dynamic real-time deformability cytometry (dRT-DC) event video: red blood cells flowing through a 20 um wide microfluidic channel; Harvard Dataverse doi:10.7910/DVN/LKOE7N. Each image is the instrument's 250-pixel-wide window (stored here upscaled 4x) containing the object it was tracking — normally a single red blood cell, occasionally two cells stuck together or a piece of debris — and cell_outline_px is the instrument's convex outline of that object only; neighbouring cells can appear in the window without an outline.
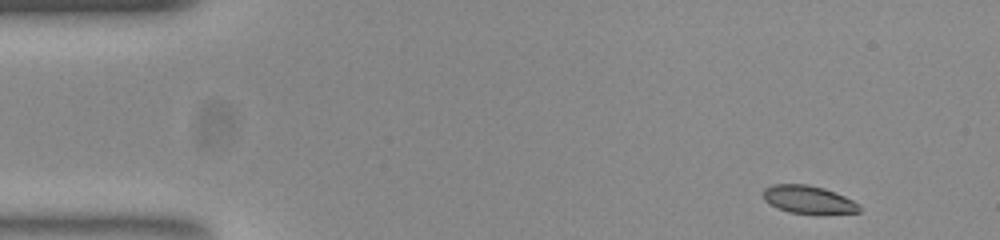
{"species": "common noctule bat (a hibernating species)", "species_latin": "Nyctalus noctula", "temperature_condition": "room temperature", "stored_images_in_passage": 50, "camera_frame_rate_fps": 3000, "um_per_image_px": 0.085, "animal": {"sex": "female", "body_mass_g": 23.0, "forearm_length_mm": 53.4}, "frame": {"image": 1, "passage_image": 1, "time_ms": 0.0, "image_size_px": [1000, 240], "cell_outline_px": [[860, 212], [792, 212], [780, 208], [764, 200], [764, 188], [772, 184], [808, 184], [824, 188], [844, 196], [860, 204]], "centroid_in_image_um": [68.7, 16.92], "position_along_channel_um": 16.3, "area_um2": 14.97}}
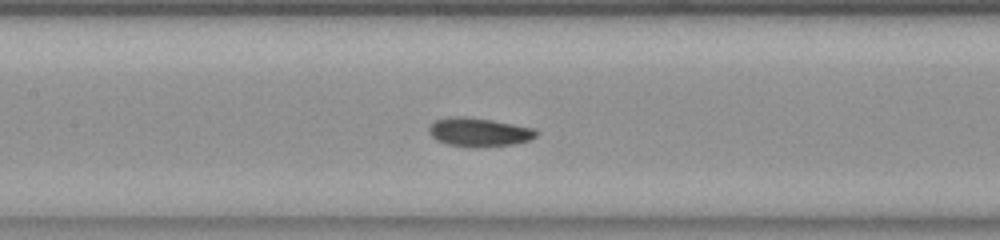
{"frame": {"image": 2, "passage_image": 21, "time_ms": 6.667, "image_size_px": [1000, 240], "cell_outline_px": [[536, 136], [528, 140], [512, 144], [448, 144], [432, 136], [428, 128], [436, 120], [452, 116], [464, 116], [492, 120], [532, 128], [536, 132]], "centroid_in_image_um": [40.7, 11.17], "position_along_channel_um": 166.7, "area_um2": 16.65}}
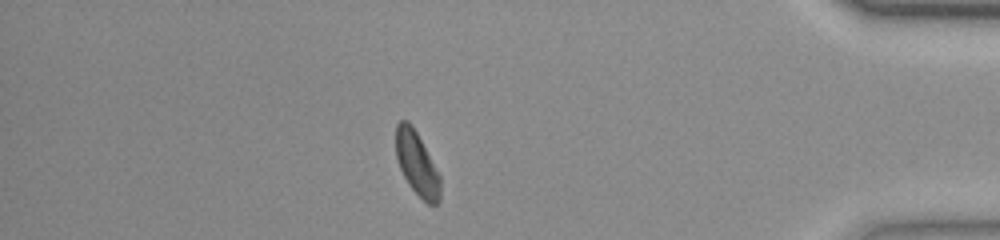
{"frame": {"image": 3, "passage_image": 43, "time_ms": 14.0, "image_size_px": [1000, 240], "cell_outline_px": [[440, 200], [436, 204], [428, 204], [408, 184], [400, 168], [396, 156], [396, 124], [400, 120], [408, 120], [416, 132], [440, 176]], "centroid_in_image_um": [35.42, 13.9], "position_along_channel_um": 399.8, "area_um2": 16.07}, "authors_computed_cell_mechanics": {"area_um2": 16.762, "velocity_mm_per_s": 3.7638, "shape_relaxation_time_tau1_ms": 2.9762, "shape_relaxation_time_tau2_ms": 2.1814, "deformation_change_tau1": 0.1072, "deformation_change_tau2": 0.0613}}